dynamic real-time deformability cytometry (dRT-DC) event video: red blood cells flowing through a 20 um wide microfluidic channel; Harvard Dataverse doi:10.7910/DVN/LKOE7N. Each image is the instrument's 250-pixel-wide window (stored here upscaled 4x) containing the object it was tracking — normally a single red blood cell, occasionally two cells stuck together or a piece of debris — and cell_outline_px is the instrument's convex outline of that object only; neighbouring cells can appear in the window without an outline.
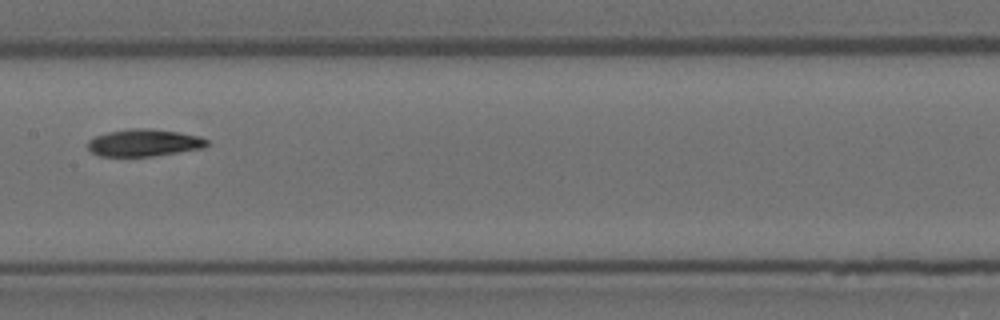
{"species": "Egyptian fruit bat (a non-hibernating species)", "species_latin": "Rousettus aegyptiacus", "temperature_condition": "room temperature", "stored_images_in_passage": 7, "camera_frame_rate_fps": 3000, "um_per_image_px": 0.085, "animal": {"sex": "female"}, "frame": {"image": 1, "passage_image": 5, "time_ms": 1.333, "image_size_px": [1000, 320], "cell_outline_px": [[208, 144], [204, 148], [152, 156], [100, 156], [92, 152], [88, 148], [88, 140], [96, 136], [108, 132], [128, 128], [152, 128], [180, 132], [200, 136], [208, 140]], "centroid_in_image_um": [12.26, 12.12], "position_along_channel_um": 195.1, "area_um2": 18.96}}
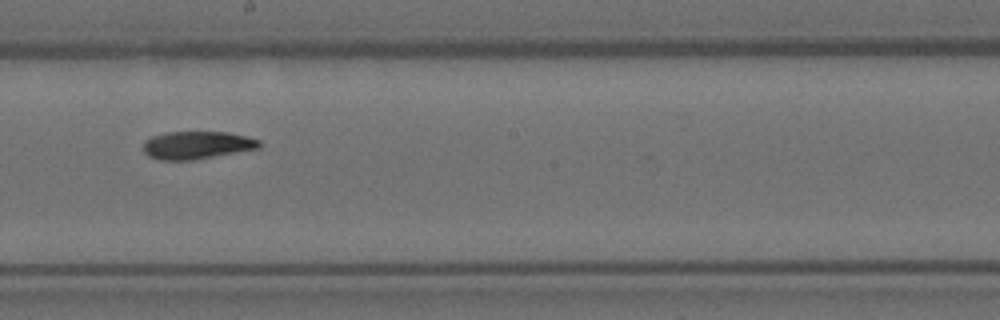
{"frame": {"image": 2, "passage_image": 6, "time_ms": 1.667, "image_size_px": [1000, 320], "cell_outline_px": [[260, 148], [192, 160], [160, 160], [148, 156], [144, 152], [144, 140], [152, 136], [168, 132], [228, 132], [248, 136], [260, 140]], "centroid_in_image_um": [16.74, 12.33], "position_along_channel_um": 231.5, "area_um2": 18.79}}
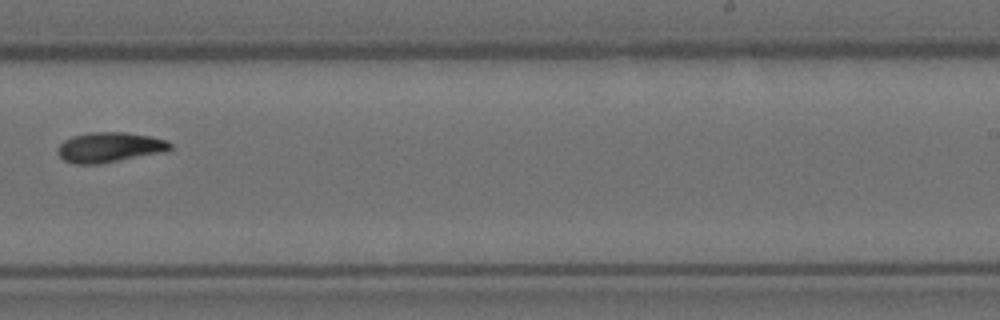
{"frame": {"image": 3, "passage_image": 7, "time_ms": 2.0, "image_size_px": [1000, 320], "cell_outline_px": [[172, 148], [168, 152], [100, 164], [76, 164], [64, 160], [60, 156], [60, 144], [64, 140], [72, 136], [88, 132], [124, 132], [152, 136], [168, 140], [172, 144]], "centroid_in_image_um": [9.4, 12.52], "position_along_channel_um": 279.6, "area_um2": 19.94}}